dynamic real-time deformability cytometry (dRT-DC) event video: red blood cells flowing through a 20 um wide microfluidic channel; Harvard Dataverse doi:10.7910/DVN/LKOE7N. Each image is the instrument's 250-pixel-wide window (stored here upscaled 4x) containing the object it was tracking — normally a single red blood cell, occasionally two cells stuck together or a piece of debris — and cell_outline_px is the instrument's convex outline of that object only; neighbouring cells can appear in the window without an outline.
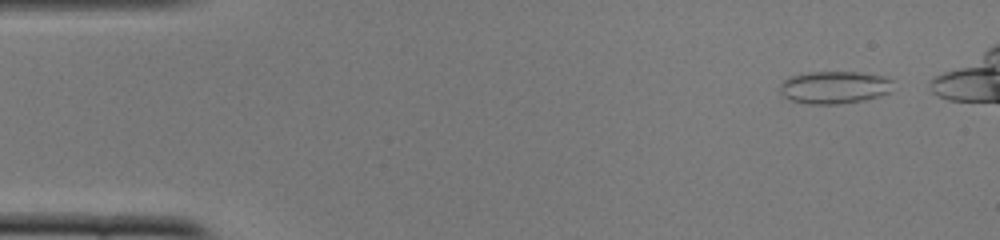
{"species": "common noctule bat (a hibernating species)", "species_latin": "Nyctalus noctula", "temperature_condition": "cold", "stored_images_in_passage": 15, "camera_frame_rate_fps": 3000, "um_per_image_px": 0.085, "animal": {"sex": "female", "body_mass_g": 22.0, "forearm_length_mm": 56.7}, "frame": {"image": 1, "passage_image": 3, "time_ms": 0.667, "image_size_px": [1000, 240], "cell_outline_px": [[892, 80], [888, 92], [880, 96], [864, 100], [840, 104], [808, 104], [792, 100], [784, 96], [780, 92], [780, 84], [788, 76], [812, 72], [856, 72], [884, 76]], "centroid_in_image_um": [70.89, 7.42], "position_along_channel_um": 14.1, "area_um2": 21.33}}